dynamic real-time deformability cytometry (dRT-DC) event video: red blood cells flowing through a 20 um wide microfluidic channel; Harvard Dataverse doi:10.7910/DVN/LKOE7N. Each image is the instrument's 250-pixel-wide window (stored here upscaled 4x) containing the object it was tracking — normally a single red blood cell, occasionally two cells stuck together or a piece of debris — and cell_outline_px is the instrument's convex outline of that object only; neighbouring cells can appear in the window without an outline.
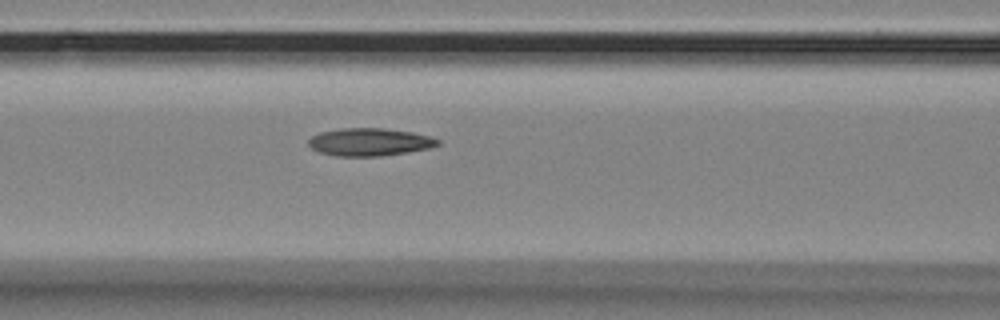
{"species": "Egyptian fruit bat (a non-hibernating species)", "species_latin": "Rousettus aegyptiacus", "temperature_condition": "room temperature", "stored_images_in_passage": 6, "camera_frame_rate_fps": 3000, "um_per_image_px": 0.085, "animal": {"sex": "female"}, "frame": {"image": 1, "passage_image": 6, "time_ms": 1.667, "image_size_px": [1000, 320], "cell_outline_px": [[440, 144], [428, 148], [408, 152], [380, 156], [336, 156], [320, 152], [312, 148], [308, 144], [308, 140], [312, 136], [320, 132], [340, 128], [384, 128], [412, 132], [432, 136], [440, 140]], "centroid_in_image_um": [31.43, 12.06], "position_along_channel_um": 135.2, "area_um2": 20.92}}